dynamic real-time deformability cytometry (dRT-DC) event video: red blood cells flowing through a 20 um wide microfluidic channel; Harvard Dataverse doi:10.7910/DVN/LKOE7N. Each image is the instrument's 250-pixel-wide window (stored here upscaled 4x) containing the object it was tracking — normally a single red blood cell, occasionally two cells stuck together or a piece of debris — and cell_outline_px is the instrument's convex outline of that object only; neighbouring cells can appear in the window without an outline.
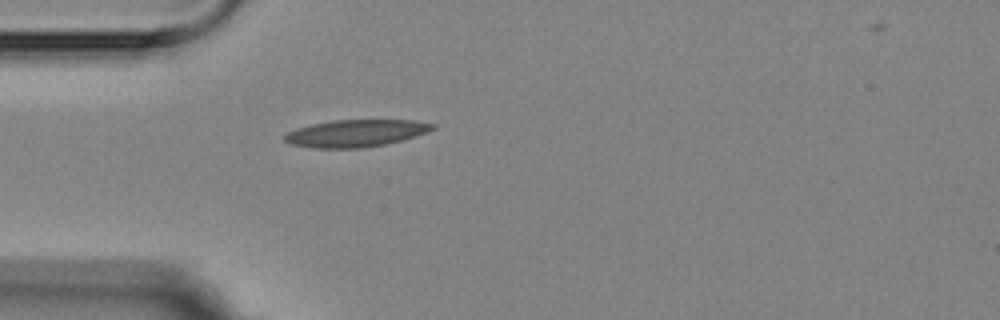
{"species": "Egyptian fruit bat (a non-hibernating species)", "species_latin": "Rousettus aegyptiacus", "temperature_condition": "room temperature", "stored_images_in_passage": 2, "camera_frame_rate_fps": 3000, "um_per_image_px": 0.085, "animal": {"sex": "female"}, "frame": {"image": 1, "passage_image": 1, "time_ms": 0.0, "image_size_px": [1000, 320], "cell_outline_px": [[436, 128], [428, 132], [416, 136], [384, 144], [360, 148], [316, 148], [288, 144], [284, 140], [284, 136], [288, 132], [296, 128], [312, 124], [332, 120], [416, 120], [436, 124]], "centroid_in_image_um": [30.25, 11.32], "position_along_channel_um": 54.7, "area_um2": 23.47}}